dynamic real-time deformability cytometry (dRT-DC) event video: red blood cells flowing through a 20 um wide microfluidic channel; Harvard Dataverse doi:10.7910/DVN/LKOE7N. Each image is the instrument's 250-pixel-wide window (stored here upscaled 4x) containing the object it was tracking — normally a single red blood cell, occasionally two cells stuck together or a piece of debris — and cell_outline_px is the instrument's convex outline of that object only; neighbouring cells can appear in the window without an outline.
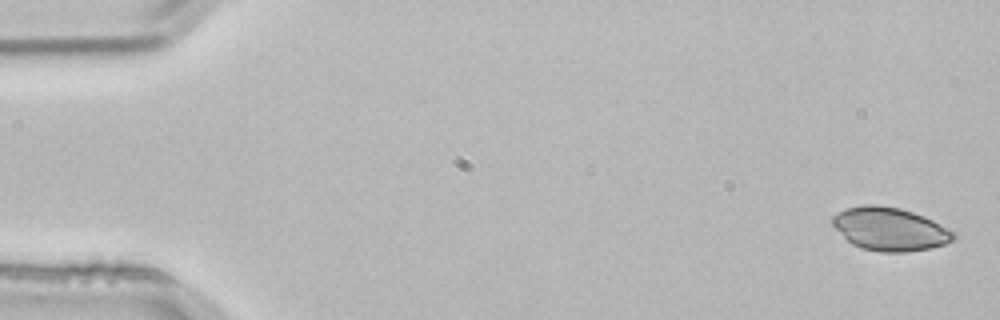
{"species": "common noctule bat (a hibernating species)", "species_latin": "Nyctalus noctula", "temperature_condition": "room temperature", "stored_images_in_passage": 4, "camera_frame_rate_fps": 3000, "um_per_image_px": 0.085, "animal": {"sex": "male", "body_mass_g": 21.5, "forearm_length_mm": 52.0}, "frame": {"image": 1, "passage_image": 1, "time_ms": 0.0, "image_size_px": [1000, 320], "cell_outline_px": [[956, 236], [952, 240], [944, 244], [928, 248], [908, 252], [880, 252], [860, 248], [852, 244], [832, 224], [832, 216], [844, 208], [864, 204], [872, 204], [900, 208], [924, 216], [956, 232]], "centroid_in_image_um": [75.63, 19.46], "position_along_channel_um": 9.4, "area_um2": 30.4}}
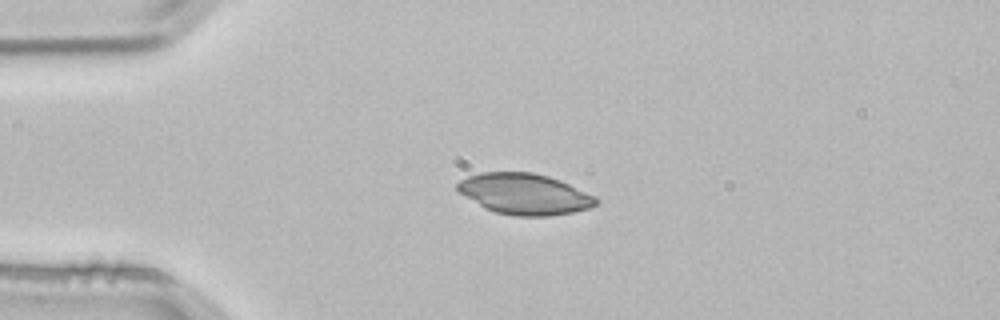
{"frame": {"image": 2, "passage_image": 3, "time_ms": 0.667, "image_size_px": [1000, 320], "cell_outline_px": [[600, 200], [596, 204], [588, 208], [572, 212], [548, 216], [516, 216], [496, 212], [484, 208], [460, 192], [456, 188], [456, 184], [460, 180], [468, 176], [480, 172], [532, 172], [548, 176], [560, 180], [596, 196]], "centroid_in_image_um": [44.59, 16.48], "position_along_channel_um": 40.4, "area_um2": 32.95}}